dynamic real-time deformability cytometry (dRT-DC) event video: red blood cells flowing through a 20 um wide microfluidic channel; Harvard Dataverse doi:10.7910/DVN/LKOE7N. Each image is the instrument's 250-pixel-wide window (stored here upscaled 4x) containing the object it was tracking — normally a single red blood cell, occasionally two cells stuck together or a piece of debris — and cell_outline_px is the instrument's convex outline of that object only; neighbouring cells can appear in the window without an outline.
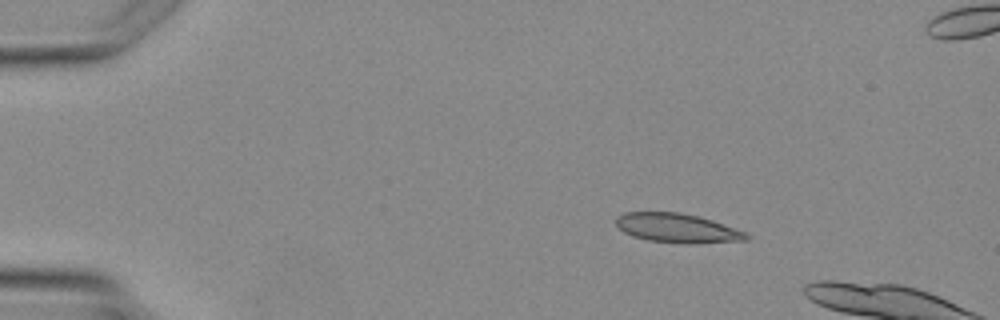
{"species": "Egyptian fruit bat (a non-hibernating species)", "species_latin": "Rousettus aegyptiacus", "temperature_condition": "warm", "stored_images_in_passage": 4, "camera_frame_rate_fps": 3000, "um_per_image_px": 0.085, "animal": {"sex": "female"}, "frame": {"image": 1, "passage_image": 2, "time_ms": 1.333, "image_size_px": [1000, 320], "cell_outline_px": [[752, 236], [748, 240], [696, 244], [688, 244], [648, 240], [632, 236], [624, 232], [616, 224], [616, 216], [624, 212], [680, 212], [712, 220], [744, 232]], "centroid_in_image_um": [57.57, 19.39], "position_along_channel_um": 27.4, "area_um2": 22.2}}